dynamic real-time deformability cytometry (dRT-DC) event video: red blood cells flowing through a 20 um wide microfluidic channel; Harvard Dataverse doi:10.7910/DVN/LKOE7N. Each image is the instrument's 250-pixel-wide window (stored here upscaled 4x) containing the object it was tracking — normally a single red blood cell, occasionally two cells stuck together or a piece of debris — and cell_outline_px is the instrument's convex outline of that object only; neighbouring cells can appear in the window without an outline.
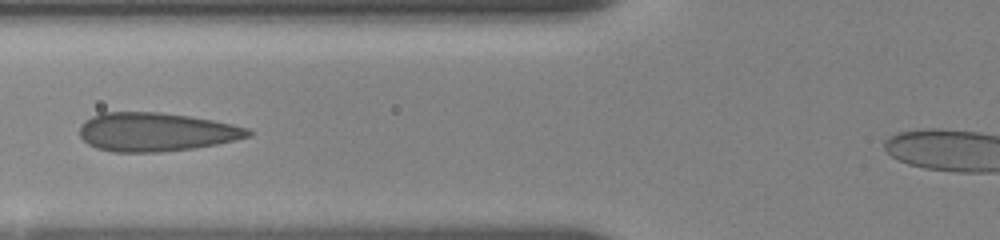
{"species": "human", "species_latin": "Homo sapiens", "temperature_condition": "room temperature", "stored_images_in_passage": 16, "camera_frame_rate_fps": 3000, "um_per_image_px": 0.085, "donor": {"sex": "female"}, "frame": {"image": 1, "passage_image": 5, "time_ms": 4.333, "image_size_px": [1000, 240], "cell_outline_px": [[252, 136], [236, 140], [196, 148], [160, 152], [112, 152], [96, 148], [88, 144], [80, 136], [80, 124], [84, 120], [100, 112], [160, 112], [188, 116], [212, 120], [252, 128]], "centroid_in_image_um": [13.27, 11.22], "position_along_channel_um": 112.5, "area_um2": 38.32}}
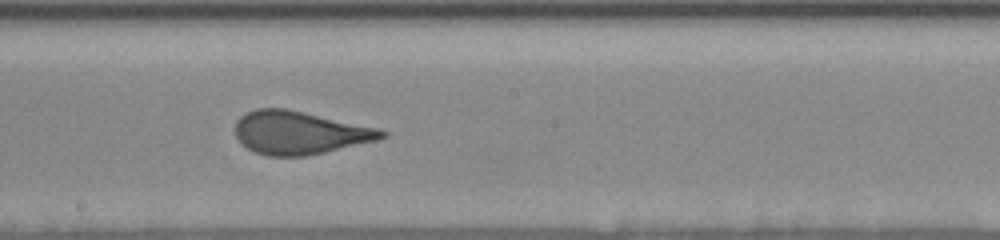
{"frame": {"image": 2, "passage_image": 10, "time_ms": 7.333, "image_size_px": [1000, 240], "cell_outline_px": [[388, 136], [376, 140], [324, 152], [304, 156], [268, 156], [256, 152], [240, 144], [236, 136], [236, 120], [240, 116], [256, 108], [284, 108], [376, 128], [388, 132]], "centroid_in_image_um": [25.41, 11.28], "position_along_channel_um": 222.8, "area_um2": 36.24}}
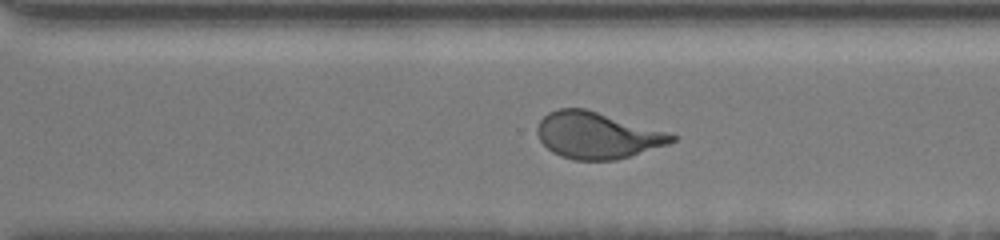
{"frame": {"image": 3, "passage_image": 16, "time_ms": 10.0, "image_size_px": [1000, 240], "cell_outline_px": [[676, 140], [668, 144], [616, 160], [576, 160], [560, 156], [552, 152], [540, 140], [536, 132], [536, 128], [540, 120], [548, 112], [556, 108], [584, 108], [664, 132], [676, 136]], "centroid_in_image_um": [50.68, 11.51], "position_along_channel_um": 319.9, "area_um2": 35.84}}